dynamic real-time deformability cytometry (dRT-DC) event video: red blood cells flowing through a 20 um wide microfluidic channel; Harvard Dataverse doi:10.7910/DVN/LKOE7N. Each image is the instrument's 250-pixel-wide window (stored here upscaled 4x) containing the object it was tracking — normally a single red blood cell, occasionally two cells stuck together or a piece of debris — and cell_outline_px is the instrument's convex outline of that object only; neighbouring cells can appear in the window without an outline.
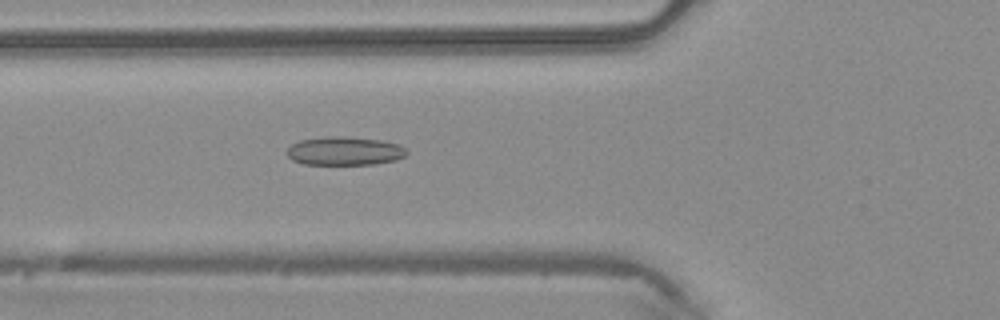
{"species": "common noctule bat (a hibernating species)", "species_latin": "Nyctalus noctula", "temperature_condition": "warm", "stored_images_in_passage": 33, "camera_frame_rate_fps": 3000, "um_per_image_px": 0.085, "animal": {"sex": "male", "body_mass_g": 20.4}, "frame": {"image": 1, "passage_image": 3, "time_ms": 0.667, "image_size_px": [1000, 320], "cell_outline_px": [[408, 152], [404, 156], [396, 160], [372, 164], [304, 164], [292, 160], [284, 152], [292, 144], [300, 140], [328, 136], [344, 136], [384, 140], [400, 144]], "centroid_in_image_um": [29.29, 12.82], "position_along_channel_um": 96.5, "area_um2": 20.06}}
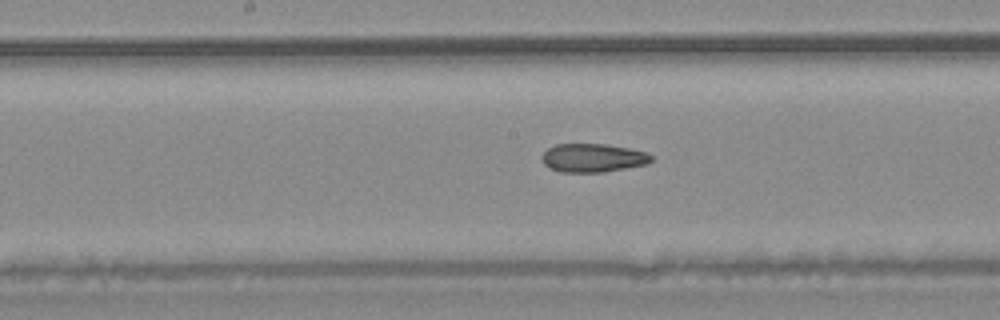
{"frame": {"image": 2, "passage_image": 10, "time_ms": 3.0, "image_size_px": [1000, 320], "cell_outline_px": [[656, 156], [648, 164], [604, 172], [560, 172], [544, 164], [540, 156], [548, 148], [556, 144], [604, 144], [628, 148], [648, 152]], "centroid_in_image_um": [50.44, 13.42], "position_along_channel_um": 197.8, "area_um2": 18.32}}
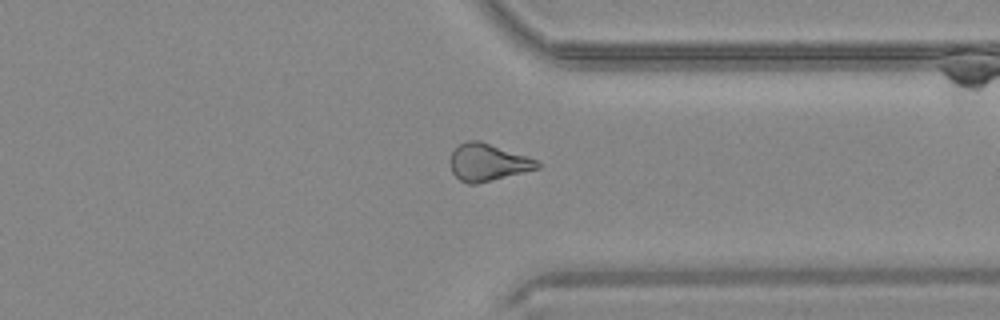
{"frame": {"image": 3, "passage_image": 22, "time_ms": 7.0, "image_size_px": [1000, 320], "cell_outline_px": [[540, 168], [476, 184], [468, 184], [460, 180], [452, 172], [448, 160], [452, 152], [464, 140], [480, 140], [528, 156], [536, 160], [540, 164]], "centroid_in_image_um": [41.43, 13.79], "position_along_channel_um": 370.0, "area_um2": 19.02}}